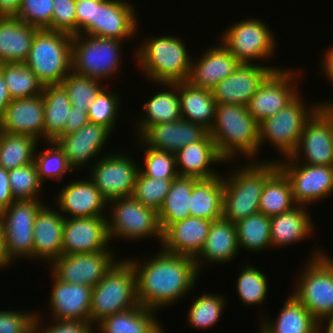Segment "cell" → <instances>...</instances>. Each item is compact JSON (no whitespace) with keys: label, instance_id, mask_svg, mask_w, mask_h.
<instances>
[{"label":"cell","instance_id":"obj_1","mask_svg":"<svg viewBox=\"0 0 333 333\" xmlns=\"http://www.w3.org/2000/svg\"><path fill=\"white\" fill-rule=\"evenodd\" d=\"M128 260L136 271L139 304L156 312L194 290L200 274L194 258L172 254L162 248L147 260Z\"/></svg>","mask_w":333,"mask_h":333},{"label":"cell","instance_id":"obj_2","mask_svg":"<svg viewBox=\"0 0 333 333\" xmlns=\"http://www.w3.org/2000/svg\"><path fill=\"white\" fill-rule=\"evenodd\" d=\"M209 134L219 155L227 162L240 154L249 161H256L259 155V123L245 105L217 104Z\"/></svg>","mask_w":333,"mask_h":333},{"label":"cell","instance_id":"obj_3","mask_svg":"<svg viewBox=\"0 0 333 333\" xmlns=\"http://www.w3.org/2000/svg\"><path fill=\"white\" fill-rule=\"evenodd\" d=\"M239 166L231 176L223 177V218L232 223L259 212L265 182L279 168L277 160L266 159Z\"/></svg>","mask_w":333,"mask_h":333},{"label":"cell","instance_id":"obj_4","mask_svg":"<svg viewBox=\"0 0 333 333\" xmlns=\"http://www.w3.org/2000/svg\"><path fill=\"white\" fill-rule=\"evenodd\" d=\"M151 36L138 46L136 60L147 80L156 83L187 81L193 57L180 37Z\"/></svg>","mask_w":333,"mask_h":333},{"label":"cell","instance_id":"obj_5","mask_svg":"<svg viewBox=\"0 0 333 333\" xmlns=\"http://www.w3.org/2000/svg\"><path fill=\"white\" fill-rule=\"evenodd\" d=\"M138 305L136 271L128 258L119 259L92 287L90 323Z\"/></svg>","mask_w":333,"mask_h":333},{"label":"cell","instance_id":"obj_6","mask_svg":"<svg viewBox=\"0 0 333 333\" xmlns=\"http://www.w3.org/2000/svg\"><path fill=\"white\" fill-rule=\"evenodd\" d=\"M312 251L291 294L320 323L333 315V258L324 250Z\"/></svg>","mask_w":333,"mask_h":333},{"label":"cell","instance_id":"obj_7","mask_svg":"<svg viewBox=\"0 0 333 333\" xmlns=\"http://www.w3.org/2000/svg\"><path fill=\"white\" fill-rule=\"evenodd\" d=\"M25 64L44 86L61 84L72 71V35L38 30Z\"/></svg>","mask_w":333,"mask_h":333},{"label":"cell","instance_id":"obj_8","mask_svg":"<svg viewBox=\"0 0 333 333\" xmlns=\"http://www.w3.org/2000/svg\"><path fill=\"white\" fill-rule=\"evenodd\" d=\"M123 43L87 34L73 35L72 71L100 81L113 78L121 70Z\"/></svg>","mask_w":333,"mask_h":333},{"label":"cell","instance_id":"obj_9","mask_svg":"<svg viewBox=\"0 0 333 333\" xmlns=\"http://www.w3.org/2000/svg\"><path fill=\"white\" fill-rule=\"evenodd\" d=\"M299 94L279 112L259 123V152L265 142L271 143L282 158L291 157L295 152L306 121L320 107L308 105ZM308 105V106H307ZM268 139V140H267ZM267 140V141H266Z\"/></svg>","mask_w":333,"mask_h":333},{"label":"cell","instance_id":"obj_10","mask_svg":"<svg viewBox=\"0 0 333 333\" xmlns=\"http://www.w3.org/2000/svg\"><path fill=\"white\" fill-rule=\"evenodd\" d=\"M108 207H111L110 216H106L111 241L118 237L138 242L146 237H155L161 245L163 232L155 209L144 206L133 196L110 200Z\"/></svg>","mask_w":333,"mask_h":333},{"label":"cell","instance_id":"obj_11","mask_svg":"<svg viewBox=\"0 0 333 333\" xmlns=\"http://www.w3.org/2000/svg\"><path fill=\"white\" fill-rule=\"evenodd\" d=\"M221 36L219 42L221 41L240 63L270 61L277 50L275 35L268 25L258 18L251 17L234 22Z\"/></svg>","mask_w":333,"mask_h":333},{"label":"cell","instance_id":"obj_12","mask_svg":"<svg viewBox=\"0 0 333 333\" xmlns=\"http://www.w3.org/2000/svg\"><path fill=\"white\" fill-rule=\"evenodd\" d=\"M42 201V198L15 200L0 212L5 254L11 264L22 257L33 260V226L37 213L45 204Z\"/></svg>","mask_w":333,"mask_h":333},{"label":"cell","instance_id":"obj_13","mask_svg":"<svg viewBox=\"0 0 333 333\" xmlns=\"http://www.w3.org/2000/svg\"><path fill=\"white\" fill-rule=\"evenodd\" d=\"M104 154L88 173L107 200L132 196L140 165L126 153ZM106 155V156H105Z\"/></svg>","mask_w":333,"mask_h":333},{"label":"cell","instance_id":"obj_14","mask_svg":"<svg viewBox=\"0 0 333 333\" xmlns=\"http://www.w3.org/2000/svg\"><path fill=\"white\" fill-rule=\"evenodd\" d=\"M276 160L290 181L297 205L317 203L333 194V166L302 164L291 157Z\"/></svg>","mask_w":333,"mask_h":333},{"label":"cell","instance_id":"obj_15","mask_svg":"<svg viewBox=\"0 0 333 333\" xmlns=\"http://www.w3.org/2000/svg\"><path fill=\"white\" fill-rule=\"evenodd\" d=\"M112 249L95 253L62 254L49 266L59 280L94 287L119 260Z\"/></svg>","mask_w":333,"mask_h":333},{"label":"cell","instance_id":"obj_16","mask_svg":"<svg viewBox=\"0 0 333 333\" xmlns=\"http://www.w3.org/2000/svg\"><path fill=\"white\" fill-rule=\"evenodd\" d=\"M296 71L290 68L274 71L251 97L247 108L258 123L279 112L299 94L297 79L302 70Z\"/></svg>","mask_w":333,"mask_h":333},{"label":"cell","instance_id":"obj_17","mask_svg":"<svg viewBox=\"0 0 333 333\" xmlns=\"http://www.w3.org/2000/svg\"><path fill=\"white\" fill-rule=\"evenodd\" d=\"M291 158L303 164L333 166V124L320 107L306 121Z\"/></svg>","mask_w":333,"mask_h":333},{"label":"cell","instance_id":"obj_18","mask_svg":"<svg viewBox=\"0 0 333 333\" xmlns=\"http://www.w3.org/2000/svg\"><path fill=\"white\" fill-rule=\"evenodd\" d=\"M134 5L126 0H94L92 29L87 35L124 41L139 30Z\"/></svg>","mask_w":333,"mask_h":333},{"label":"cell","instance_id":"obj_19","mask_svg":"<svg viewBox=\"0 0 333 333\" xmlns=\"http://www.w3.org/2000/svg\"><path fill=\"white\" fill-rule=\"evenodd\" d=\"M281 67L240 63L234 72L219 82L213 89L217 104H238L247 106L251 97L264 81Z\"/></svg>","mask_w":333,"mask_h":333},{"label":"cell","instance_id":"obj_20","mask_svg":"<svg viewBox=\"0 0 333 333\" xmlns=\"http://www.w3.org/2000/svg\"><path fill=\"white\" fill-rule=\"evenodd\" d=\"M106 216L65 218L62 254L95 253L110 249ZM110 247V248H109Z\"/></svg>","mask_w":333,"mask_h":333},{"label":"cell","instance_id":"obj_21","mask_svg":"<svg viewBox=\"0 0 333 333\" xmlns=\"http://www.w3.org/2000/svg\"><path fill=\"white\" fill-rule=\"evenodd\" d=\"M111 133L107 127L89 122L75 133L59 135L54 142L63 151L69 166L77 173L76 169L85 168L94 158L96 161L101 158L97 156L105 147Z\"/></svg>","mask_w":333,"mask_h":333},{"label":"cell","instance_id":"obj_22","mask_svg":"<svg viewBox=\"0 0 333 333\" xmlns=\"http://www.w3.org/2000/svg\"><path fill=\"white\" fill-rule=\"evenodd\" d=\"M56 196L55 207L64 218L106 216L108 201L90 178L69 182Z\"/></svg>","mask_w":333,"mask_h":333},{"label":"cell","instance_id":"obj_23","mask_svg":"<svg viewBox=\"0 0 333 333\" xmlns=\"http://www.w3.org/2000/svg\"><path fill=\"white\" fill-rule=\"evenodd\" d=\"M49 310L53 320H75L90 322L92 287L70 284L52 274Z\"/></svg>","mask_w":333,"mask_h":333},{"label":"cell","instance_id":"obj_24","mask_svg":"<svg viewBox=\"0 0 333 333\" xmlns=\"http://www.w3.org/2000/svg\"><path fill=\"white\" fill-rule=\"evenodd\" d=\"M209 130L203 125L179 119L173 122L154 124L138 139L147 147L175 154L183 147L203 139Z\"/></svg>","mask_w":333,"mask_h":333},{"label":"cell","instance_id":"obj_25","mask_svg":"<svg viewBox=\"0 0 333 333\" xmlns=\"http://www.w3.org/2000/svg\"><path fill=\"white\" fill-rule=\"evenodd\" d=\"M0 131L29 135L44 141V101L42 94L30 98L13 99L5 108Z\"/></svg>","mask_w":333,"mask_h":333},{"label":"cell","instance_id":"obj_26","mask_svg":"<svg viewBox=\"0 0 333 333\" xmlns=\"http://www.w3.org/2000/svg\"><path fill=\"white\" fill-rule=\"evenodd\" d=\"M217 44L208 47L198 60L192 59L187 79L191 85L212 90L239 66L240 62L234 55L222 43Z\"/></svg>","mask_w":333,"mask_h":333},{"label":"cell","instance_id":"obj_27","mask_svg":"<svg viewBox=\"0 0 333 333\" xmlns=\"http://www.w3.org/2000/svg\"><path fill=\"white\" fill-rule=\"evenodd\" d=\"M45 203L36 215L33 226V260L43 259L50 264L62 255V236L65 218L59 209Z\"/></svg>","mask_w":333,"mask_h":333},{"label":"cell","instance_id":"obj_28","mask_svg":"<svg viewBox=\"0 0 333 333\" xmlns=\"http://www.w3.org/2000/svg\"><path fill=\"white\" fill-rule=\"evenodd\" d=\"M179 176L208 179L222 175L212 165L226 161L219 155L211 135L208 133L200 141L189 144L175 153ZM211 166V167H210Z\"/></svg>","mask_w":333,"mask_h":333},{"label":"cell","instance_id":"obj_29","mask_svg":"<svg viewBox=\"0 0 333 333\" xmlns=\"http://www.w3.org/2000/svg\"><path fill=\"white\" fill-rule=\"evenodd\" d=\"M212 221L188 217L171 224L163 232L161 248L172 254L195 258L203 248Z\"/></svg>","mask_w":333,"mask_h":333},{"label":"cell","instance_id":"obj_30","mask_svg":"<svg viewBox=\"0 0 333 333\" xmlns=\"http://www.w3.org/2000/svg\"><path fill=\"white\" fill-rule=\"evenodd\" d=\"M239 249L236 224L224 218L212 221L206 242L194 258L197 269L201 273L204 261L226 264L237 257Z\"/></svg>","mask_w":333,"mask_h":333},{"label":"cell","instance_id":"obj_31","mask_svg":"<svg viewBox=\"0 0 333 333\" xmlns=\"http://www.w3.org/2000/svg\"><path fill=\"white\" fill-rule=\"evenodd\" d=\"M38 30L16 17H0V63H25Z\"/></svg>","mask_w":333,"mask_h":333},{"label":"cell","instance_id":"obj_32","mask_svg":"<svg viewBox=\"0 0 333 333\" xmlns=\"http://www.w3.org/2000/svg\"><path fill=\"white\" fill-rule=\"evenodd\" d=\"M306 206L297 205L292 210L271 217V248L292 245L313 235L314 222Z\"/></svg>","mask_w":333,"mask_h":333},{"label":"cell","instance_id":"obj_33","mask_svg":"<svg viewBox=\"0 0 333 333\" xmlns=\"http://www.w3.org/2000/svg\"><path fill=\"white\" fill-rule=\"evenodd\" d=\"M163 85L164 89L157 94L152 95L143 109L145 117L137 119V138H139L150 126L154 124L173 122L182 119L180 98H179V82L177 83H156ZM167 86V87H166Z\"/></svg>","mask_w":333,"mask_h":333},{"label":"cell","instance_id":"obj_34","mask_svg":"<svg viewBox=\"0 0 333 333\" xmlns=\"http://www.w3.org/2000/svg\"><path fill=\"white\" fill-rule=\"evenodd\" d=\"M280 310L275 320L260 317L259 333H319V322L293 294Z\"/></svg>","mask_w":333,"mask_h":333},{"label":"cell","instance_id":"obj_35","mask_svg":"<svg viewBox=\"0 0 333 333\" xmlns=\"http://www.w3.org/2000/svg\"><path fill=\"white\" fill-rule=\"evenodd\" d=\"M156 310L141 305L103 318L96 324L100 333H165ZM156 317V318H155Z\"/></svg>","mask_w":333,"mask_h":333},{"label":"cell","instance_id":"obj_36","mask_svg":"<svg viewBox=\"0 0 333 333\" xmlns=\"http://www.w3.org/2000/svg\"><path fill=\"white\" fill-rule=\"evenodd\" d=\"M179 98L182 119L203 125L210 130L216 113L212 90L191 85L188 81L179 82Z\"/></svg>","mask_w":333,"mask_h":333},{"label":"cell","instance_id":"obj_37","mask_svg":"<svg viewBox=\"0 0 333 333\" xmlns=\"http://www.w3.org/2000/svg\"><path fill=\"white\" fill-rule=\"evenodd\" d=\"M223 191V176L199 179L191 193V216L210 221L223 218Z\"/></svg>","mask_w":333,"mask_h":333},{"label":"cell","instance_id":"obj_38","mask_svg":"<svg viewBox=\"0 0 333 333\" xmlns=\"http://www.w3.org/2000/svg\"><path fill=\"white\" fill-rule=\"evenodd\" d=\"M199 179L193 177L178 176L173 179L169 192L162 206L157 211L162 232L171 224L184 220L191 216L190 203L194 184Z\"/></svg>","mask_w":333,"mask_h":333},{"label":"cell","instance_id":"obj_39","mask_svg":"<svg viewBox=\"0 0 333 333\" xmlns=\"http://www.w3.org/2000/svg\"><path fill=\"white\" fill-rule=\"evenodd\" d=\"M44 101V141H54L63 131L72 105L68 93L61 84L45 85Z\"/></svg>","mask_w":333,"mask_h":333},{"label":"cell","instance_id":"obj_40","mask_svg":"<svg viewBox=\"0 0 333 333\" xmlns=\"http://www.w3.org/2000/svg\"><path fill=\"white\" fill-rule=\"evenodd\" d=\"M296 206L290 181L278 168L265 182L259 202V213L271 218Z\"/></svg>","mask_w":333,"mask_h":333},{"label":"cell","instance_id":"obj_41","mask_svg":"<svg viewBox=\"0 0 333 333\" xmlns=\"http://www.w3.org/2000/svg\"><path fill=\"white\" fill-rule=\"evenodd\" d=\"M38 142L29 135L0 131V166L11 170L33 163L35 152L40 146Z\"/></svg>","mask_w":333,"mask_h":333},{"label":"cell","instance_id":"obj_42","mask_svg":"<svg viewBox=\"0 0 333 333\" xmlns=\"http://www.w3.org/2000/svg\"><path fill=\"white\" fill-rule=\"evenodd\" d=\"M11 100L42 94L44 85L25 63H0Z\"/></svg>","mask_w":333,"mask_h":333},{"label":"cell","instance_id":"obj_43","mask_svg":"<svg viewBox=\"0 0 333 333\" xmlns=\"http://www.w3.org/2000/svg\"><path fill=\"white\" fill-rule=\"evenodd\" d=\"M236 224L239 248L260 252L271 246L270 217L256 213L238 221Z\"/></svg>","mask_w":333,"mask_h":333},{"label":"cell","instance_id":"obj_44","mask_svg":"<svg viewBox=\"0 0 333 333\" xmlns=\"http://www.w3.org/2000/svg\"><path fill=\"white\" fill-rule=\"evenodd\" d=\"M226 297L222 294L203 293L199 295L188 310L187 322L192 328L205 329L213 327L223 315V309H226ZM225 301V302H224Z\"/></svg>","mask_w":333,"mask_h":333},{"label":"cell","instance_id":"obj_45","mask_svg":"<svg viewBox=\"0 0 333 333\" xmlns=\"http://www.w3.org/2000/svg\"><path fill=\"white\" fill-rule=\"evenodd\" d=\"M243 265L236 280L237 294L242 303L248 306H260L264 301L266 302L268 295L267 277L259 268L256 269L247 262Z\"/></svg>","mask_w":333,"mask_h":333},{"label":"cell","instance_id":"obj_46","mask_svg":"<svg viewBox=\"0 0 333 333\" xmlns=\"http://www.w3.org/2000/svg\"><path fill=\"white\" fill-rule=\"evenodd\" d=\"M101 81L71 71L61 82L68 93L71 105L88 110L90 104L104 88Z\"/></svg>","mask_w":333,"mask_h":333},{"label":"cell","instance_id":"obj_47","mask_svg":"<svg viewBox=\"0 0 333 333\" xmlns=\"http://www.w3.org/2000/svg\"><path fill=\"white\" fill-rule=\"evenodd\" d=\"M46 145L49 147H44L42 152L38 153V150L35 152L34 163L37 166L39 179L42 183L48 179L62 181L63 175L74 170L69 166L63 151L54 141H48Z\"/></svg>","mask_w":333,"mask_h":333},{"label":"cell","instance_id":"obj_48","mask_svg":"<svg viewBox=\"0 0 333 333\" xmlns=\"http://www.w3.org/2000/svg\"><path fill=\"white\" fill-rule=\"evenodd\" d=\"M11 192L15 200L40 199L43 183L40 181L36 164L8 170ZM38 194V195H37Z\"/></svg>","mask_w":333,"mask_h":333},{"label":"cell","instance_id":"obj_49","mask_svg":"<svg viewBox=\"0 0 333 333\" xmlns=\"http://www.w3.org/2000/svg\"><path fill=\"white\" fill-rule=\"evenodd\" d=\"M137 140L145 150L144 167L139 169L144 176L155 179H175L179 176L175 154L147 147L140 139Z\"/></svg>","mask_w":333,"mask_h":333},{"label":"cell","instance_id":"obj_50","mask_svg":"<svg viewBox=\"0 0 333 333\" xmlns=\"http://www.w3.org/2000/svg\"><path fill=\"white\" fill-rule=\"evenodd\" d=\"M109 91L103 88L99 94L96 96V99L90 104L87 112L88 118L91 123L100 124L111 131L116 127V121L119 117V111L121 108V102L119 99V94L116 92ZM120 107V108H119Z\"/></svg>","mask_w":333,"mask_h":333},{"label":"cell","instance_id":"obj_51","mask_svg":"<svg viewBox=\"0 0 333 333\" xmlns=\"http://www.w3.org/2000/svg\"><path fill=\"white\" fill-rule=\"evenodd\" d=\"M173 179H155L137 174L132 196L144 206L158 211L169 192Z\"/></svg>","mask_w":333,"mask_h":333},{"label":"cell","instance_id":"obj_52","mask_svg":"<svg viewBox=\"0 0 333 333\" xmlns=\"http://www.w3.org/2000/svg\"><path fill=\"white\" fill-rule=\"evenodd\" d=\"M53 0H22L16 18L42 29H51Z\"/></svg>","mask_w":333,"mask_h":333},{"label":"cell","instance_id":"obj_53","mask_svg":"<svg viewBox=\"0 0 333 333\" xmlns=\"http://www.w3.org/2000/svg\"><path fill=\"white\" fill-rule=\"evenodd\" d=\"M35 311L0 310V333H34Z\"/></svg>","mask_w":333,"mask_h":333},{"label":"cell","instance_id":"obj_54","mask_svg":"<svg viewBox=\"0 0 333 333\" xmlns=\"http://www.w3.org/2000/svg\"><path fill=\"white\" fill-rule=\"evenodd\" d=\"M50 30L76 35V0H53Z\"/></svg>","mask_w":333,"mask_h":333},{"label":"cell","instance_id":"obj_55","mask_svg":"<svg viewBox=\"0 0 333 333\" xmlns=\"http://www.w3.org/2000/svg\"><path fill=\"white\" fill-rule=\"evenodd\" d=\"M42 317L37 313L35 318V330L34 333H93V325L87 321H75V320H52L47 328L42 329L40 319ZM42 331H40V330Z\"/></svg>","mask_w":333,"mask_h":333},{"label":"cell","instance_id":"obj_56","mask_svg":"<svg viewBox=\"0 0 333 333\" xmlns=\"http://www.w3.org/2000/svg\"><path fill=\"white\" fill-rule=\"evenodd\" d=\"M94 0H76V34H87L92 29Z\"/></svg>","mask_w":333,"mask_h":333},{"label":"cell","instance_id":"obj_57","mask_svg":"<svg viewBox=\"0 0 333 333\" xmlns=\"http://www.w3.org/2000/svg\"><path fill=\"white\" fill-rule=\"evenodd\" d=\"M89 122L88 112L86 109L75 108L72 106L69 117L64 126V131L60 135L75 133Z\"/></svg>","mask_w":333,"mask_h":333},{"label":"cell","instance_id":"obj_58","mask_svg":"<svg viewBox=\"0 0 333 333\" xmlns=\"http://www.w3.org/2000/svg\"><path fill=\"white\" fill-rule=\"evenodd\" d=\"M14 201L15 199L13 198L9 183L8 170L0 166V212Z\"/></svg>","mask_w":333,"mask_h":333},{"label":"cell","instance_id":"obj_59","mask_svg":"<svg viewBox=\"0 0 333 333\" xmlns=\"http://www.w3.org/2000/svg\"><path fill=\"white\" fill-rule=\"evenodd\" d=\"M22 0H0V17H16Z\"/></svg>","mask_w":333,"mask_h":333},{"label":"cell","instance_id":"obj_60","mask_svg":"<svg viewBox=\"0 0 333 333\" xmlns=\"http://www.w3.org/2000/svg\"><path fill=\"white\" fill-rule=\"evenodd\" d=\"M324 55V56H323ZM322 55L323 59L321 62L323 74L325 75L326 79H329L331 81V84L333 83V46H329L326 51H324V54Z\"/></svg>","mask_w":333,"mask_h":333},{"label":"cell","instance_id":"obj_61","mask_svg":"<svg viewBox=\"0 0 333 333\" xmlns=\"http://www.w3.org/2000/svg\"><path fill=\"white\" fill-rule=\"evenodd\" d=\"M11 101L7 85L5 84L3 74L0 71V122L3 119L5 108Z\"/></svg>","mask_w":333,"mask_h":333},{"label":"cell","instance_id":"obj_62","mask_svg":"<svg viewBox=\"0 0 333 333\" xmlns=\"http://www.w3.org/2000/svg\"><path fill=\"white\" fill-rule=\"evenodd\" d=\"M11 263L9 262L4 248V238H3V228L0 221V270L10 267Z\"/></svg>","mask_w":333,"mask_h":333},{"label":"cell","instance_id":"obj_63","mask_svg":"<svg viewBox=\"0 0 333 333\" xmlns=\"http://www.w3.org/2000/svg\"><path fill=\"white\" fill-rule=\"evenodd\" d=\"M322 321L319 323V333H333V315L325 317ZM324 322L326 325H324Z\"/></svg>","mask_w":333,"mask_h":333},{"label":"cell","instance_id":"obj_64","mask_svg":"<svg viewBox=\"0 0 333 333\" xmlns=\"http://www.w3.org/2000/svg\"><path fill=\"white\" fill-rule=\"evenodd\" d=\"M320 108L331 118L333 124V101L320 103Z\"/></svg>","mask_w":333,"mask_h":333}]
</instances>
